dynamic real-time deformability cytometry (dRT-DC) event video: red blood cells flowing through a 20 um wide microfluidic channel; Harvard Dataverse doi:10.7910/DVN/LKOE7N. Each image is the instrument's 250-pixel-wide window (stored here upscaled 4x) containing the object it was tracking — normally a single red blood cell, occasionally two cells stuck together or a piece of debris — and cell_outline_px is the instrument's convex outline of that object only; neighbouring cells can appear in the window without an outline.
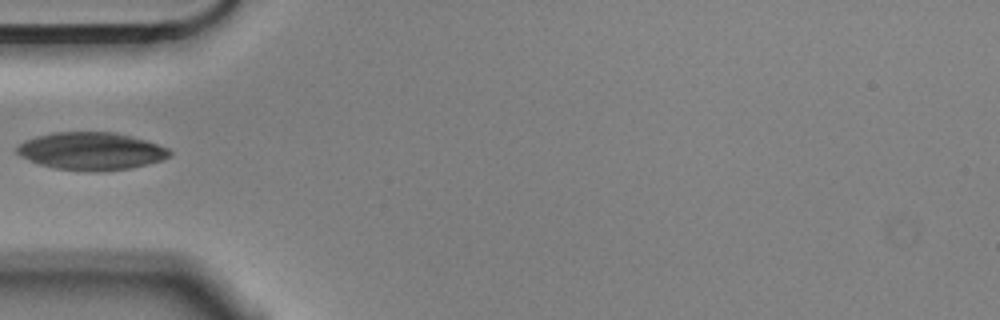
{"species": "Egyptian fruit bat (a non-hibernating species)", "species_latin": "Rousettus aegyptiacus", "temperature_condition": "cold", "stored_images_in_passage": 2, "camera_frame_rate_fps": 3000, "um_per_image_px": 0.085, "animal": {"sex": "male"}, "frame": {"image": 1, "passage_image": 1, "time_ms": 0.0, "image_size_px": [1000, 320], "cell_outline_px": [[172, 152], [168, 156], [160, 160], [128, 168], [92, 172], [56, 168], [40, 164], [20, 156], [16, 152], [16, 148], [24, 140], [36, 136], [56, 132], [116, 132], [144, 140], [168, 148]], "centroid_in_image_um": [7.7, 12.83], "position_along_channel_um": 77.3, "area_um2": 33.0}}
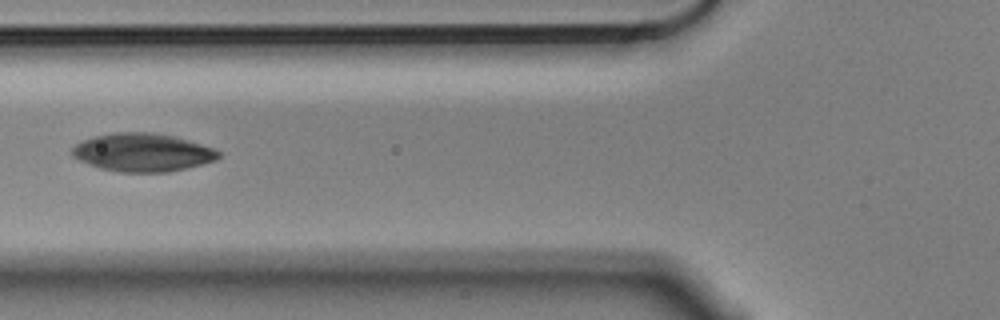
{"frame": {"image": 2, "passage_image": 2, "time_ms": 0.333, "image_size_px": [1000, 320], "cell_outline_px": [[220, 156], [216, 160], [168, 172], [116, 172], [100, 168], [88, 164], [72, 156], [72, 148], [76, 144], [84, 140], [96, 136], [112, 132], [152, 132], [172, 136], [188, 140], [212, 148], [220, 152]], "centroid_in_image_um": [12.09, 12.96], "position_along_channel_um": 113.7, "area_um2": 32.31}}